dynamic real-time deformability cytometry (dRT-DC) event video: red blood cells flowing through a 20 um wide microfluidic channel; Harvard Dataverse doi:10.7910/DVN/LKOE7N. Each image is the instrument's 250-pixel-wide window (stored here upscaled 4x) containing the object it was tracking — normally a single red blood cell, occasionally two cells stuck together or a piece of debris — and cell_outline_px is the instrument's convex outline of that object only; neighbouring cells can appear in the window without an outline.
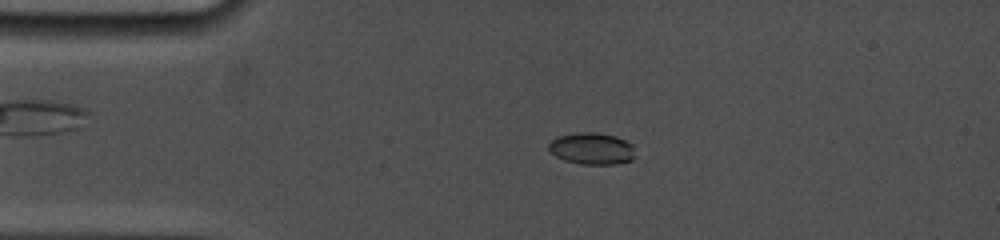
{"species": "common noctule bat (a hibernating species)", "species_latin": "Nyctalus noctula", "temperature_condition": "cold", "stored_images_in_passage": 38, "camera_frame_rate_fps": 5000, "um_per_image_px": 0.085, "animal": {"sex": "female", "body_mass_g": 19.0, "forearm_length_mm": 53.3}, "frame": {"image": 1, "passage_image": 6, "time_ms": 3.4, "image_size_px": [1000, 240], "cell_outline_px": [[636, 156], [632, 160], [616, 164], [580, 164], [564, 160], [556, 156], [548, 148], [548, 144], [556, 136], [576, 132], [596, 132], [616, 136], [632, 144]], "centroid_in_image_um": [50.31, 12.62], "position_along_channel_um": 34.7, "area_um2": 16.18}}
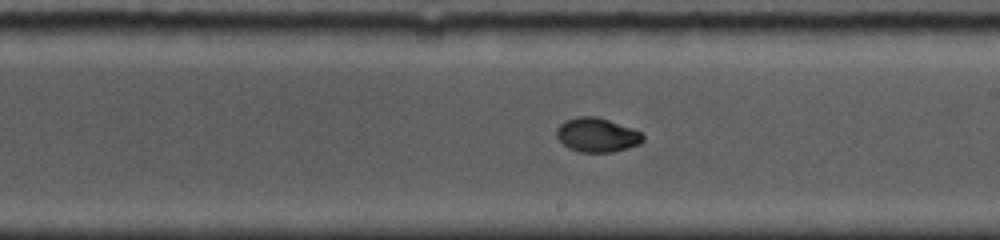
{"frame": {"image": 2, "passage_image": 18, "time_ms": 9.6, "image_size_px": [1000, 240], "cell_outline_px": [[644, 140], [640, 144], [612, 152], [580, 152], [568, 148], [556, 136], [556, 128], [564, 120], [580, 116], [596, 116], [632, 128], [640, 132], [644, 136]], "centroid_in_image_um": [50.73, 11.47], "position_along_channel_um": 238.3, "area_um2": 17.17}}
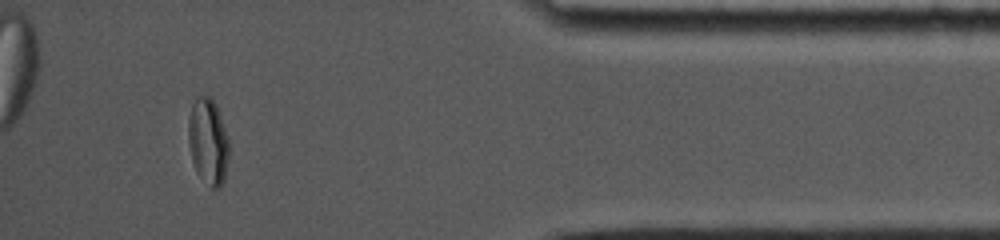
{"frame": {"image": 3, "passage_image": 34, "time_ms": 15.0, "image_size_px": [1000, 240], "cell_outline_px": [[228, 156], [224, 180], [220, 188], [212, 188], [196, 172], [192, 160], [188, 144], [188, 116], [192, 104], [196, 96], [208, 96], [216, 104], [228, 136]], "centroid_in_image_um": [17.67, 12.0], "position_along_channel_um": 417.5, "area_um2": 20.46}, "authors_computed_cell_mechanics": {"area_um2": 17.34, "velocity_mm_per_s": 3.836, "shape_relaxation_time_tau1_ms": 7.0691, "shape_relaxation_time_tau2_ms": null, "deformation_change_tau1": 0.209, "deformation_change_tau2": null}}